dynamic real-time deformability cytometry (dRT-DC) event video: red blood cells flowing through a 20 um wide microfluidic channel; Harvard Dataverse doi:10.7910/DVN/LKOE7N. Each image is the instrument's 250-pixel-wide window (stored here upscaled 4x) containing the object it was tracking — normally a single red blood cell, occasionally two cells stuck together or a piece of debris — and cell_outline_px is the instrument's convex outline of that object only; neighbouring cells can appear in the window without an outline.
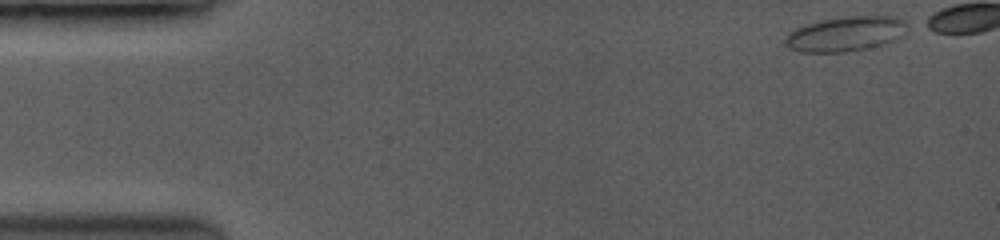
{"species": "common noctule bat (a hibernating species)", "species_latin": "Nyctalus noctula", "temperature_condition": "room temperature", "stored_images_in_passage": 24, "camera_frame_rate_fps": 3500, "um_per_image_px": 0.085, "animal": {"sex": "female", "body_mass_g": 19.0, "forearm_length_mm": 53.3}, "frame": {"image": 1, "passage_image": 1, "time_ms": 0.0, "image_size_px": [1000, 240], "cell_outline_px": [[900, 20], [888, 40], [880, 44], [864, 48], [840, 52], [804, 52], [792, 48], [784, 40], [792, 32], [800, 28], [824, 20], [860, 16], [888, 16]], "centroid_in_image_um": [71.65, 2.9], "position_along_channel_um": 13.4, "area_um2": 21.96}}
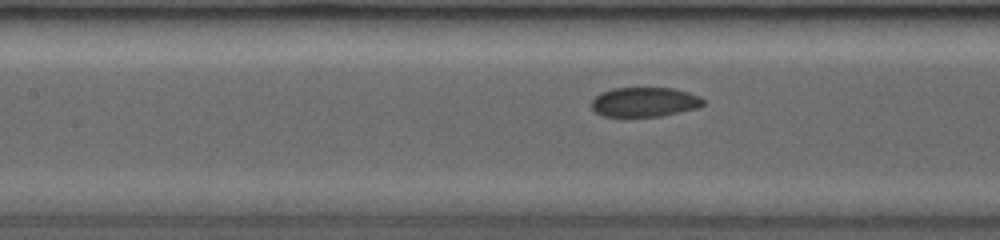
{"frame": {"image": 2, "passage_image": 18, "time_ms": 6.571, "image_size_px": [1000, 240], "cell_outline_px": [[704, 104], [696, 108], [660, 116], [604, 116], [596, 112], [592, 108], [592, 100], [596, 96], [612, 88], [672, 88], [688, 92], [704, 100]], "centroid_in_image_um": [54.77, 8.67], "position_along_channel_um": 152.6, "area_um2": 18.84}}
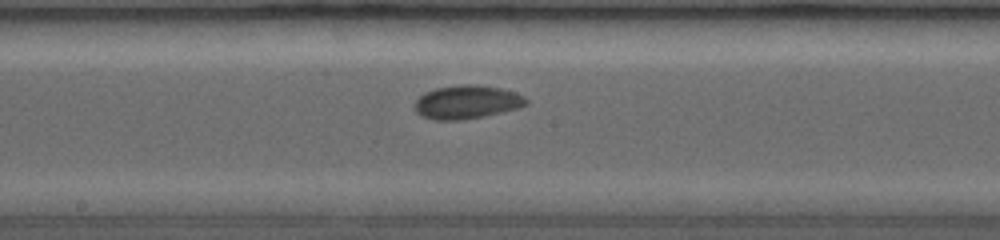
{"frame": {"image": 3, "passage_image": 22, "time_ms": 8.0, "image_size_px": [1000, 240], "cell_outline_px": [[528, 100], [524, 104], [516, 108], [480, 116], [460, 120], [436, 120], [424, 116], [416, 112], [416, 100], [420, 96], [436, 88], [460, 84], [472, 84], [500, 88], [512, 92]], "centroid_in_image_um": [39.62, 8.67], "position_along_channel_um": 208.6, "area_um2": 20.92}}